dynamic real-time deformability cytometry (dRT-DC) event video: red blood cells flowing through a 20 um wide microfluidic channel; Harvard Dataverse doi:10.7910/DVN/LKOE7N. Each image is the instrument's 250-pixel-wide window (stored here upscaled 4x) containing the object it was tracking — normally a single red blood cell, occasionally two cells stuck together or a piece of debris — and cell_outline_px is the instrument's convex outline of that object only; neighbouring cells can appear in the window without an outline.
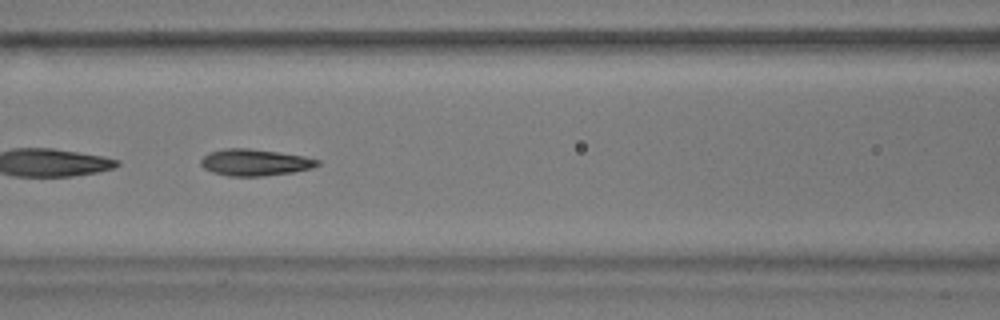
{"species": "common noctule bat (a hibernating species)", "species_latin": "Nyctalus noctula", "temperature_condition": "warm", "stored_images_in_passage": 55, "segment_of_instrument_passage": [2, 2], "camera_frame_rate_fps": 3000, "um_per_image_px": 0.085, "animal": {"sex": "male", "body_mass_g": 17.9}, "frame": {"image": 1, "passage_image": 23, "time_ms": 7.333, "image_size_px": [1000, 320], "cell_outline_px": [[320, 164], [312, 168], [292, 172], [264, 176], [228, 176], [212, 172], [204, 168], [200, 164], [200, 160], [204, 156], [212, 152], [224, 148], [248, 148], [304, 156], [320, 160]], "centroid_in_image_um": [21.66, 13.81], "position_along_channel_um": 144.9, "area_um2": 17.98}}